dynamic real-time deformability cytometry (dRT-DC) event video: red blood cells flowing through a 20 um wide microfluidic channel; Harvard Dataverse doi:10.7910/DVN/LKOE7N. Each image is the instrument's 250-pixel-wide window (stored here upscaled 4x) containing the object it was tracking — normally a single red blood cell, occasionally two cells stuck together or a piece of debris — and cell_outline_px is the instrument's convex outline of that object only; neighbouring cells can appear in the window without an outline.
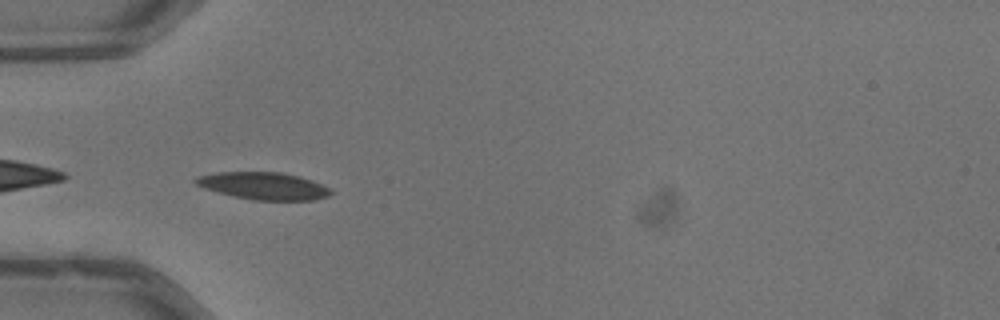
{"species": "common noctule bat (a hibernating species)", "species_latin": "Nyctalus noctula", "temperature_condition": "warm", "stored_images_in_passage": 30, "camera_frame_rate_fps": 3000, "um_per_image_px": 0.085, "animal": {"sex": "male", "body_mass_g": 13.3}, "frame": {"image": 1, "passage_image": 1, "time_ms": 0.0, "image_size_px": [1000, 320], "cell_outline_px": [[332, 192], [328, 196], [312, 200], [252, 200], [232, 196], [204, 188], [196, 184], [192, 180], [196, 176], [216, 172], [280, 172], [300, 176], [312, 180], [328, 188]], "centroid_in_image_um": [22.35, 15.79], "position_along_channel_um": 62.6, "area_um2": 21.5}}
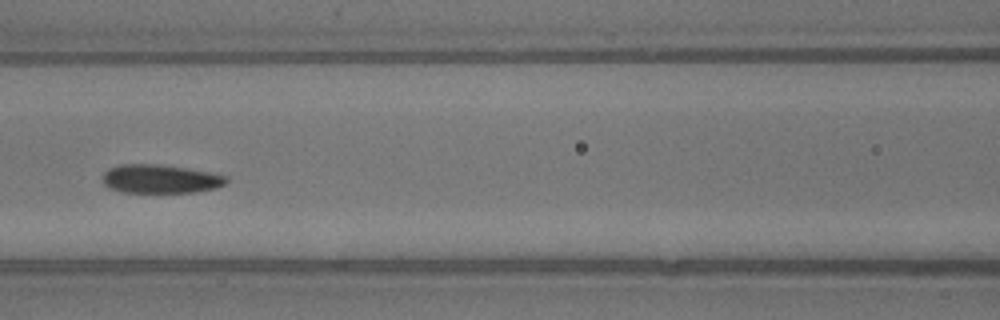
{"frame": {"image": 2, "passage_image": 8, "time_ms": 2.333, "image_size_px": [1000, 320], "cell_outline_px": [[228, 180], [224, 184], [216, 188], [196, 192], [124, 192], [108, 188], [104, 184], [104, 172], [108, 168], [120, 164], [160, 164], [188, 168], [212, 172], [228, 176]], "centroid_in_image_um": [13.66, 15.2], "position_along_channel_um": 152.9, "area_um2": 20.81}}
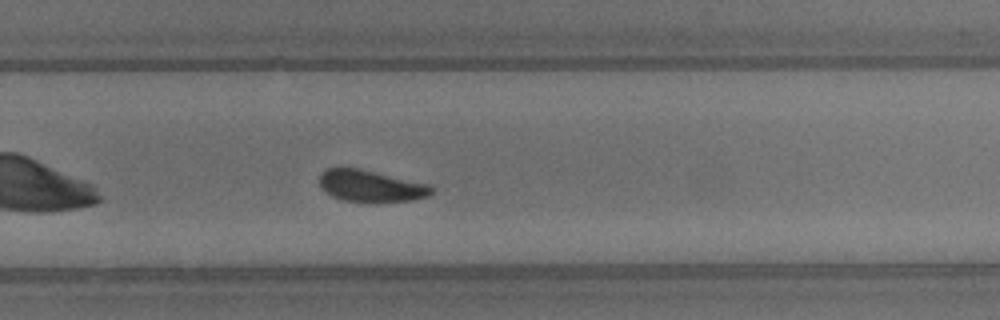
{"frame": {"image": 3, "passage_image": 19, "time_ms": 6.0, "image_size_px": [1000, 320], "cell_outline_px": [[436, 188], [428, 196], [412, 200], [344, 200], [332, 196], [324, 192], [320, 188], [320, 176], [328, 168], [340, 164], [360, 168], [432, 184]], "centroid_in_image_um": [31.51, 15.74], "position_along_channel_um": 298.3, "area_um2": 20.87}, "authors_computed_cell_mechanics": {"area_um2": 21.4149, "velocity_mm_per_s": 3.9825, "shape_relaxation_time_tau1_ms": 3.0336, "shape_relaxation_time_tau2_ms": 3.137, "deformation_change_tau1": 0.0933, "deformation_change_tau2": 0.0945}}